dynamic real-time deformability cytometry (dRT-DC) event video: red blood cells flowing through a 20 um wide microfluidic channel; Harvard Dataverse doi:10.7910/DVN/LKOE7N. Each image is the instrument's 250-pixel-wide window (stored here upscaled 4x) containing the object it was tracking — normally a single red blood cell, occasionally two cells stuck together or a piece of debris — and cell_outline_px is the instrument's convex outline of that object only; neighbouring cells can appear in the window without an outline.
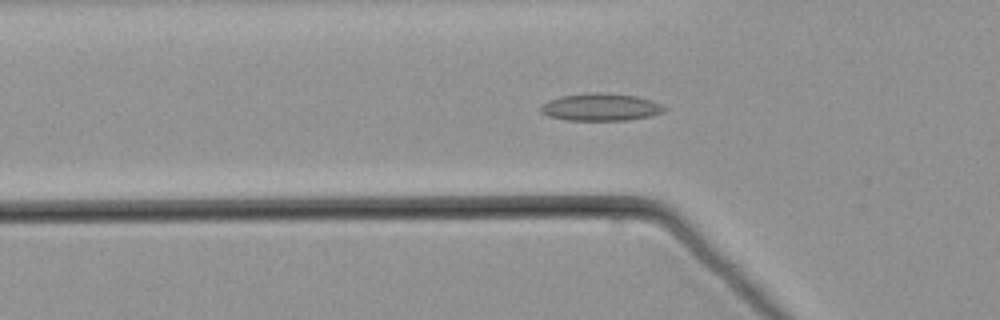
{"species": "common noctule bat (a hibernating species)", "species_latin": "Nyctalus noctula", "temperature_condition": "warm", "stored_images_in_passage": 35, "camera_frame_rate_fps": 3000, "um_per_image_px": 0.085, "animal": {"sex": "male", "body_mass_g": 21.5, "forearm_length_mm": 52.0}, "frame": {"image": 1, "passage_image": 5, "time_ms": 1.333, "image_size_px": [1000, 320], "cell_outline_px": [[664, 112], [648, 116], [628, 120], [568, 120], [548, 116], [540, 112], [540, 108], [548, 100], [560, 96], [596, 92], [600, 92], [636, 96], [660, 104], [664, 108]], "centroid_in_image_um": [51.01, 9.11], "position_along_channel_um": 74.8, "area_um2": 19.42}}
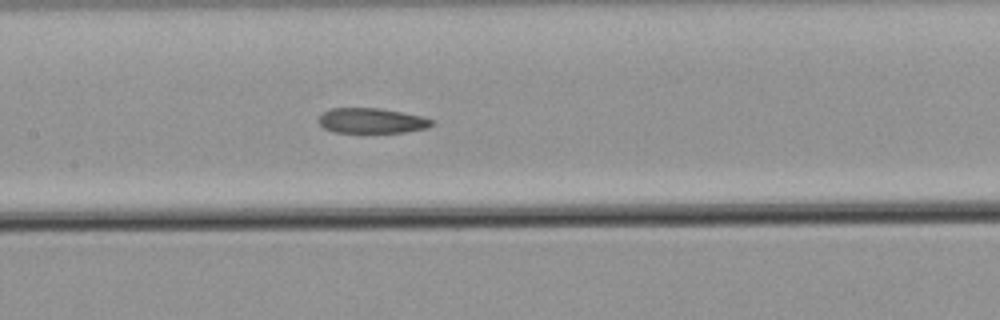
{"frame": {"image": 2, "passage_image": 13, "time_ms": 4.0, "image_size_px": [1000, 320], "cell_outline_px": [[436, 124], [428, 128], [404, 132], [332, 132], [324, 128], [320, 124], [320, 116], [324, 112], [332, 108], [380, 108], [420, 116], [436, 120]], "centroid_in_image_um": [31.65, 10.26], "position_along_channel_um": 175.8, "area_um2": 16.53}}
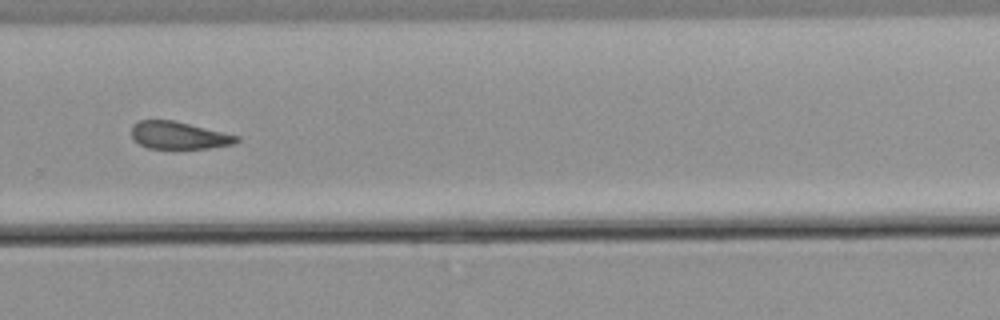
{"frame": {"image": 3, "passage_image": 24, "time_ms": 7.667, "image_size_px": [1000, 320], "cell_outline_px": [[240, 140], [236, 144], [208, 148], [148, 148], [140, 144], [132, 136], [132, 124], [140, 120], [172, 120], [240, 136]], "centroid_in_image_um": [15.23, 11.51], "position_along_channel_um": 314.6, "area_um2": 16.65}}